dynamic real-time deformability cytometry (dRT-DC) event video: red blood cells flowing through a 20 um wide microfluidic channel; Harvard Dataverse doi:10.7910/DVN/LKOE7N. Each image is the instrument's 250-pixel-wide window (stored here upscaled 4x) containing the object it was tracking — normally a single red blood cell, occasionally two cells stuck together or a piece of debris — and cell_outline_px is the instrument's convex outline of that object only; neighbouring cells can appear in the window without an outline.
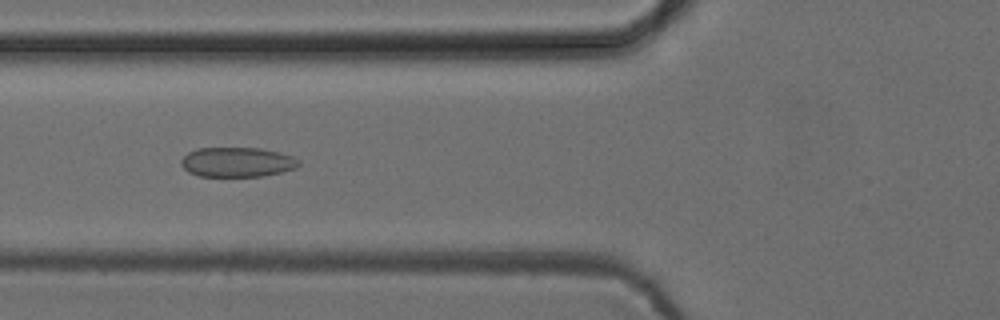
{"species": "common noctule bat (a hibernating species)", "species_latin": "Nyctalus noctula", "temperature_condition": "cold", "stored_images_in_passage": 52, "camera_frame_rate_fps": 3000, "um_per_image_px": 0.085, "animal": {"sex": "female", "body_mass_g": 24.6, "forearm_length_mm": 56.2}, "frame": {"image": 1, "passage_image": 20, "time_ms": 6.333, "image_size_px": [1000, 320], "cell_outline_px": [[300, 164], [296, 168], [264, 176], [200, 176], [188, 172], [180, 164], [180, 160], [188, 152], [196, 148], [260, 148], [292, 156], [300, 160]], "centroid_in_image_um": [20.14, 13.78], "position_along_channel_um": 105.7, "area_um2": 20.35}}
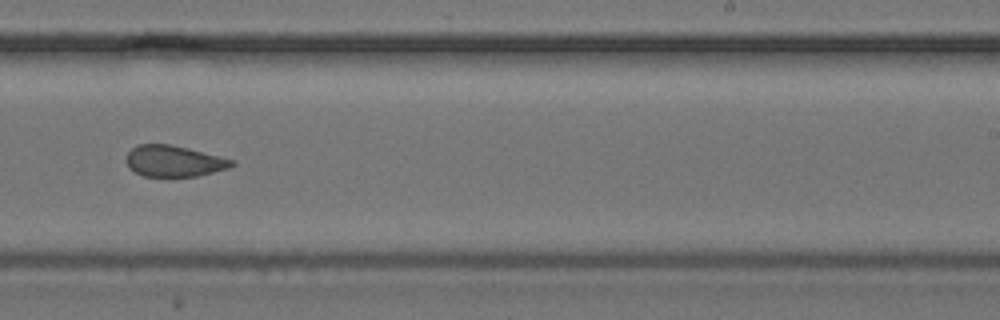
{"frame": {"image": 2, "passage_image": 33, "time_ms": 10.667, "image_size_px": [1000, 320], "cell_outline_px": [[236, 164], [228, 168], [196, 176], [144, 176], [128, 168], [128, 152], [132, 148], [140, 144], [168, 144], [188, 148], [236, 160]], "centroid_in_image_um": [14.82, 13.69], "position_along_channel_um": 274.2, "area_um2": 18.96}}
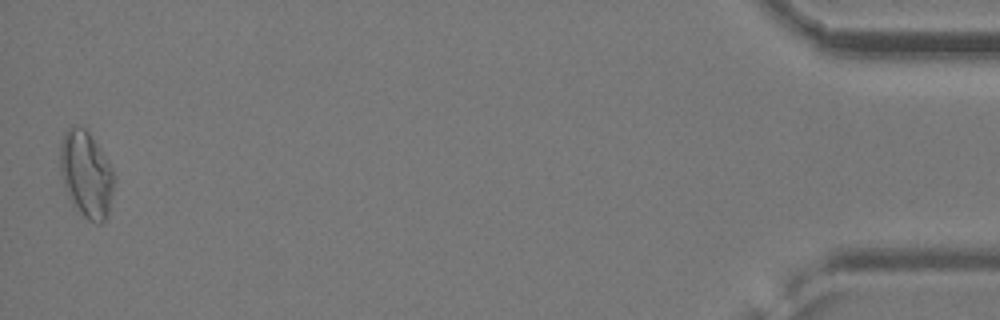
{"frame": {"image": 3, "passage_image": 52, "time_ms": 17.0, "image_size_px": [1000, 320], "cell_outline_px": [[116, 180], [108, 216], [100, 224], [88, 220], [76, 212], [64, 188], [60, 172], [60, 140], [64, 132], [72, 124], [84, 128], [88, 132], [100, 148], [112, 168]], "centroid_in_image_um": [7.32, 14.84], "position_along_channel_um": 427.9, "area_um2": 27.8}, "authors_computed_cell_mechanics": {"area_um2": 21.3282, "velocity_mm_per_s": 3.8971, "shape_relaxation_time_tau1_ms": null, "shape_relaxation_time_tau2_ms": 2.3678, "deformation_change_tau1": null, "deformation_change_tau2": 0.09}}